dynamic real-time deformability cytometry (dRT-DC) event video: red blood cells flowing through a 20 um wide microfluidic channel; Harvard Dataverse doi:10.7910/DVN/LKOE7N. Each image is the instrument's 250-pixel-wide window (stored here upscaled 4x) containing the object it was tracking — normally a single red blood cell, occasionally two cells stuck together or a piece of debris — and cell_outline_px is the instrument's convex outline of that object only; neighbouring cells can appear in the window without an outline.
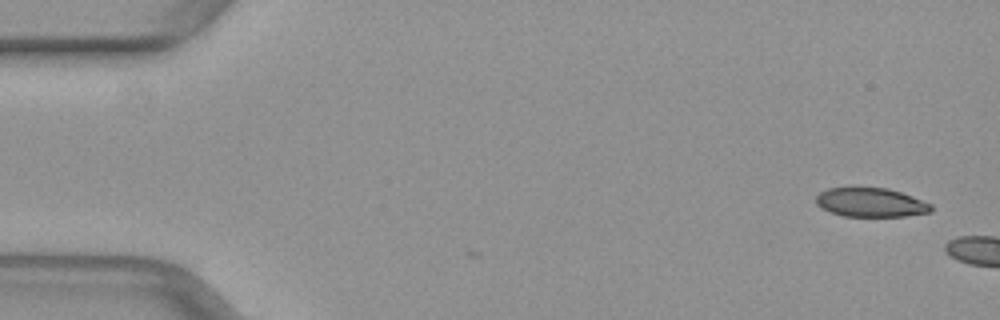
{"species": "common noctule bat (a hibernating species)", "species_latin": "Nyctalus noctula", "temperature_condition": "warm", "stored_images_in_passage": 4, "camera_frame_rate_fps": 3000, "um_per_image_px": 0.085, "animal": {"sex": "female", "body_mass_g": 29.2, "forearm_length_mm": 56.3}, "frame": {"image": 1, "passage_image": 4, "time_ms": 1.0, "image_size_px": [1000, 320], "cell_outline_px": [[932, 212], [904, 216], [844, 216], [820, 208], [816, 204], [816, 196], [820, 192], [828, 188], [888, 188], [912, 196], [932, 204]], "centroid_in_image_um": [74.02, 17.21], "position_along_channel_um": 11.0, "area_um2": 19.36}}